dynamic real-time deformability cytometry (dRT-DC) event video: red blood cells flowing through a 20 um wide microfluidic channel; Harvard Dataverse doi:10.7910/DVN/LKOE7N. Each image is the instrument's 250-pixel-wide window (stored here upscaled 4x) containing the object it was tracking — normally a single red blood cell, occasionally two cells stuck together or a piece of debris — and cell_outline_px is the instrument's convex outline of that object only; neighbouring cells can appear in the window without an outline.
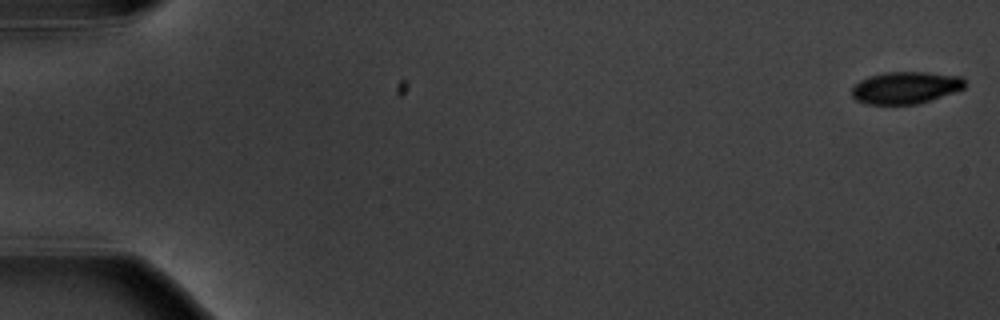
{"species": "common noctule bat (a hibernating species)", "species_latin": "Nyctalus noctula", "temperature_condition": "warm", "stored_images_in_passage": 5, "camera_frame_rate_fps": 3000, "um_per_image_px": 0.085, "animal": {"sex": "male", "body_mass_g": 20.1, "forearm_length_mm": 53.5}, "frame": {"image": 1, "passage_image": 1, "time_ms": 0.0, "image_size_px": [1000, 320], "cell_outline_px": [[968, 84], [964, 88], [916, 104], [868, 104], [856, 100], [852, 96], [852, 88], [860, 80], [868, 76], [884, 72], [928, 72], [964, 76]], "centroid_in_image_um": [76.99, 7.43], "position_along_channel_um": 8.0, "area_um2": 21.15}}
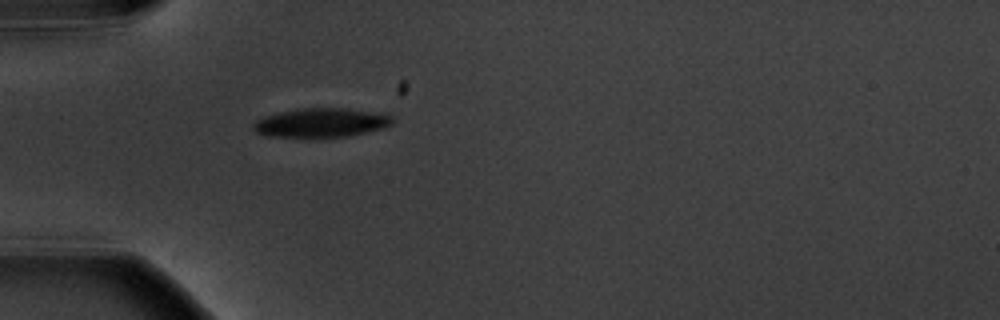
{"frame": {"image": 2, "passage_image": 5, "time_ms": 5.667, "image_size_px": [1000, 320], "cell_outline_px": [[392, 124], [380, 128], [364, 132], [344, 136], [268, 136], [256, 132], [252, 128], [252, 124], [256, 120], [264, 116], [280, 112], [304, 108], [344, 108], [372, 112], [392, 116]], "centroid_in_image_um": [27.23, 10.41], "position_along_channel_um": 57.8, "area_um2": 22.83}}